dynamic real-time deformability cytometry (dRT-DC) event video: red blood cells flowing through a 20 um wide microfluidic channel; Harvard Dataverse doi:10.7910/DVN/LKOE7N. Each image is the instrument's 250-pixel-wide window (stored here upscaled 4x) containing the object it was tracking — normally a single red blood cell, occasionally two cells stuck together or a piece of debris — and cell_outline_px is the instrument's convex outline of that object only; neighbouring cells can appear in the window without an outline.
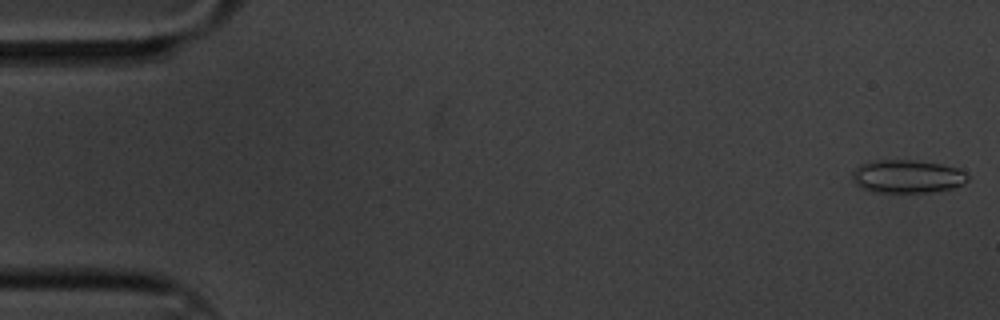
{"species": "common noctule bat (a hibernating species)", "species_latin": "Nyctalus noctula", "temperature_condition": "cold", "stored_images_in_passage": 3, "camera_frame_rate_fps": 3000, "um_per_image_px": 0.085, "animal": {"sex": "male", "body_mass_g": 20.1, "forearm_length_mm": 53.5}, "frame": {"image": 1, "passage_image": 3, "time_ms": 0.667, "image_size_px": [1000, 320], "cell_outline_px": [[968, 180], [964, 184], [952, 188], [932, 192], [872, 192], [860, 188], [852, 180], [852, 172], [860, 164], [876, 160], [912, 160], [940, 164], [956, 168], [964, 172], [968, 176]], "centroid_in_image_um": [77.08, 15.0], "position_along_channel_um": 7.9, "area_um2": 22.31}}